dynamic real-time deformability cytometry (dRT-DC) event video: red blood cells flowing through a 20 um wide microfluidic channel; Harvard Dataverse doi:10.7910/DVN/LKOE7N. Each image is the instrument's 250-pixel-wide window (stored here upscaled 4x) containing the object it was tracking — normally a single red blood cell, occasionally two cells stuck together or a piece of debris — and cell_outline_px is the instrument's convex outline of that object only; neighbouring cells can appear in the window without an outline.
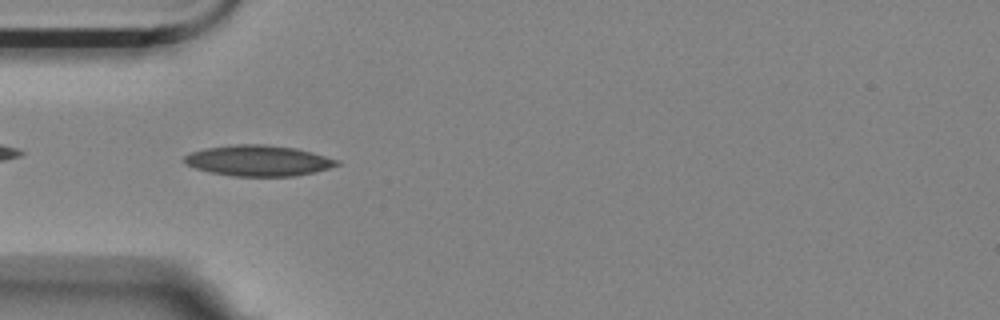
{"species": "Egyptian fruit bat (a non-hibernating species)", "species_latin": "Rousettus aegyptiacus", "temperature_condition": "room temperature", "stored_images_in_passage": 41, "camera_frame_rate_fps": 3000, "um_per_image_px": 0.085, "animal": {"sex": "female"}, "frame": {"image": 1, "passage_image": 2, "time_ms": 0.333, "image_size_px": [1000, 320], "cell_outline_px": [[340, 164], [328, 168], [312, 172], [292, 176], [232, 176], [212, 172], [196, 168], [184, 164], [184, 156], [192, 152], [204, 148], [236, 144], [264, 144], [296, 148], [312, 152], [340, 160]], "centroid_in_image_um": [21.95, 13.64], "position_along_channel_um": 63.0, "area_um2": 27.22}}
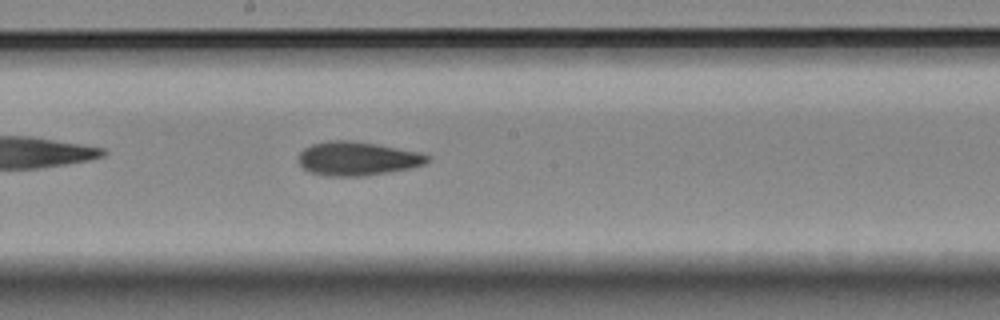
{"frame": {"image": 2, "passage_image": 15, "time_ms": 4.667, "image_size_px": [1000, 320], "cell_outline_px": [[432, 160], [424, 164], [408, 168], [388, 172], [364, 176], [324, 176], [308, 172], [300, 168], [296, 160], [296, 156], [304, 148], [312, 144], [328, 140], [352, 140], [376, 144], [420, 152], [432, 156]], "centroid_in_image_um": [30.31, 13.48], "position_along_channel_um": 217.9, "area_um2": 25.89}}
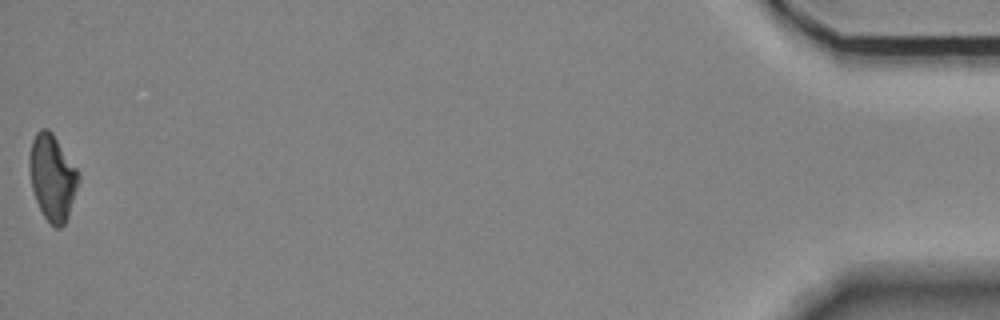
{"frame": {"image": 3, "passage_image": 41, "time_ms": 13.333, "image_size_px": [1000, 320], "cell_outline_px": [[80, 180], [68, 216], [64, 224], [60, 228], [56, 228], [44, 216], [36, 200], [32, 188], [28, 168], [28, 160], [32, 140], [36, 132], [40, 128], [48, 128], [52, 132], [76, 168], [80, 176]], "centroid_in_image_um": [4.44, 15.05], "position_along_channel_um": 430.8, "area_um2": 24.51}, "authors_computed_cell_mechanics": {"area_um2": 24.9696, "velocity_mm_per_s": 3.567, "shape_relaxation_time_tau1_ms": 6.0698, "shape_relaxation_time_tau2_ms": 2.5082, "deformation_change_tau1": 0.1742, "deformation_change_tau2": 0.094}}